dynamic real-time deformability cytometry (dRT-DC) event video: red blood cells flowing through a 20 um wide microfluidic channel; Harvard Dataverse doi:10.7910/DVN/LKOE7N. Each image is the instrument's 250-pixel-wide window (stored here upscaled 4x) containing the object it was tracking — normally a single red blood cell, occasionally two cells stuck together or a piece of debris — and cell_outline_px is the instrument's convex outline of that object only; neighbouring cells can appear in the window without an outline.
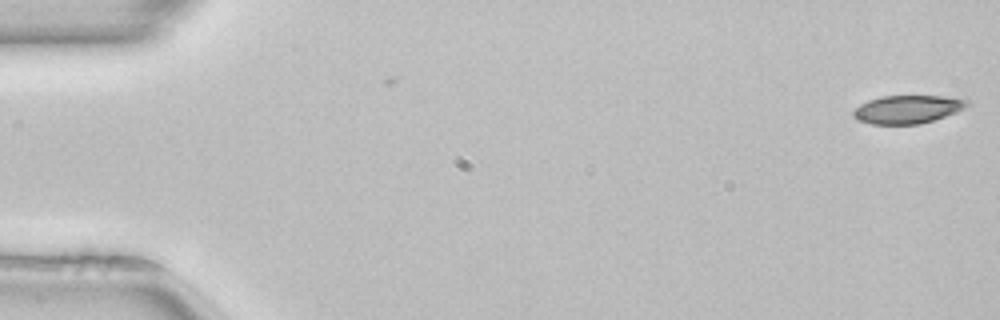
{"species": "common noctule bat (a hibernating species)", "species_latin": "Nyctalus noctula", "temperature_condition": "room temperature", "stored_images_in_passage": 5, "camera_frame_rate_fps": 3000, "um_per_image_px": 0.085, "animal": {"sex": "female", "body_mass_g": 22.7, "forearm_length_mm": 54.2}, "frame": {"image": 1, "passage_image": 5, "time_ms": 1.333, "image_size_px": [1000, 320], "cell_outline_px": [[972, 104], [956, 112], [920, 124], [872, 124], [856, 120], [852, 116], [852, 112], [860, 104], [868, 100], [880, 96], [944, 96], [968, 100]], "centroid_in_image_um": [77.11, 9.29], "position_along_channel_um": 7.9, "area_um2": 18.73}}